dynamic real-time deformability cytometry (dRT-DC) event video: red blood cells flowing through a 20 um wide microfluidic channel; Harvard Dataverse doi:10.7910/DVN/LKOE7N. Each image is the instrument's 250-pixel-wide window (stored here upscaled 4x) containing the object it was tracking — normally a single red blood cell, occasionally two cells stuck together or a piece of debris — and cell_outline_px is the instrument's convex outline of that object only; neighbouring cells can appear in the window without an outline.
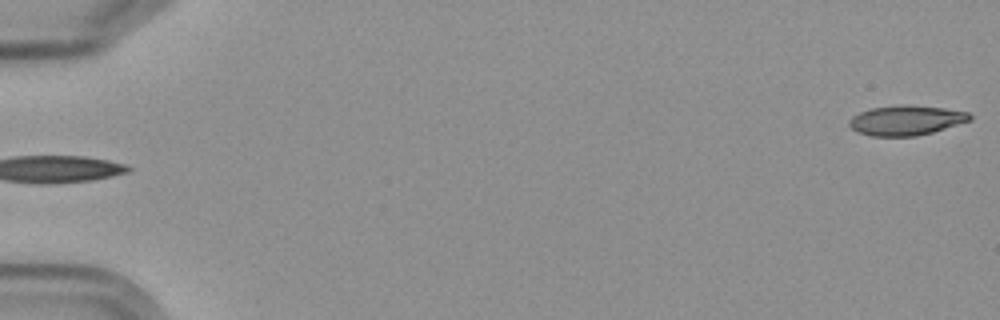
{"species": "Egyptian fruit bat (a non-hibernating species)", "species_latin": "Rousettus aegyptiacus", "temperature_condition": "cold", "stored_images_in_passage": 2, "camera_frame_rate_fps": 3000, "um_per_image_px": 0.085, "frame": {"image": 1, "passage_image": 2, "time_ms": 2.0, "image_size_px": [1000, 320], "cell_outline_px": [[972, 120], [932, 132], [916, 136], [872, 136], [856, 132], [848, 124], [848, 120], [852, 116], [868, 108], [900, 104], [904, 104], [944, 108], [968, 112], [972, 116]], "centroid_in_image_um": [76.99, 10.22], "position_along_channel_um": 8.0, "area_um2": 21.15}}